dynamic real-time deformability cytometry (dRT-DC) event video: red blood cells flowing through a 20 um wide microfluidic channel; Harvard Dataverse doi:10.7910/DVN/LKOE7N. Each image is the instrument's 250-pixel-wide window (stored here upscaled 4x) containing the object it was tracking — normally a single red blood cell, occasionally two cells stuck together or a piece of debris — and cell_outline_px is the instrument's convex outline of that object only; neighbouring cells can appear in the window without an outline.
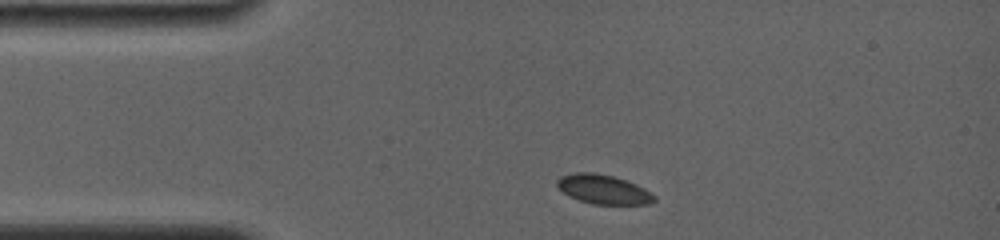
{"species": "common noctule bat (a hibernating species)", "species_latin": "Nyctalus noctula", "temperature_condition": "room temperature", "stored_images_in_passage": 19, "camera_frame_rate_fps": 4000, "um_per_image_px": 0.085, "animal": {"sex": "female", "body_mass_g": 19.0, "forearm_length_mm": 56.7}, "frame": {"image": 1, "passage_image": 1, "time_ms": 0.0, "image_size_px": [1000, 240], "cell_outline_px": [[656, 200], [648, 204], [592, 204], [568, 196], [556, 184], [556, 180], [560, 176], [572, 172], [596, 172], [612, 176], [636, 184], [644, 188], [656, 196]], "centroid_in_image_um": [51.27, 16.08], "position_along_channel_um": 33.7, "area_um2": 16.59}}
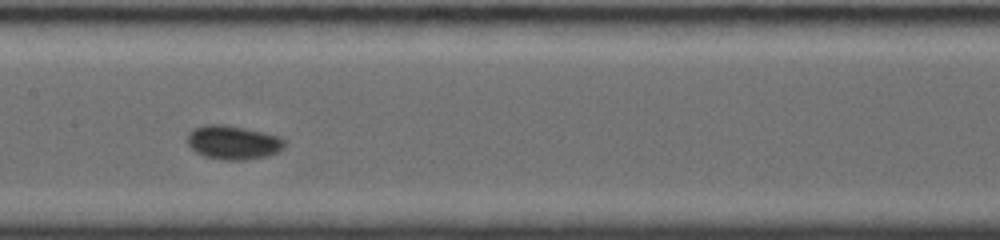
{"frame": {"image": 2, "passage_image": 11, "time_ms": 5.0, "image_size_px": [1000, 240], "cell_outline_px": [[284, 144], [276, 152], [264, 156], [244, 160], [224, 160], [204, 156], [196, 152], [188, 144], [188, 132], [192, 128], [204, 124], [228, 124], [264, 132], [280, 136], [284, 140]], "centroid_in_image_um": [19.76, 12.08], "position_along_channel_um": 187.6, "area_um2": 19.19}}
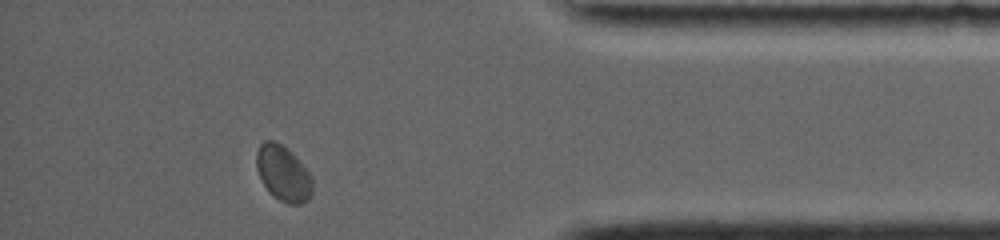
{"frame": {"image": 3, "passage_image": 19, "time_ms": 11.5, "image_size_px": [1000, 240], "cell_outline_px": [[312, 192], [308, 200], [300, 204], [288, 204], [272, 196], [268, 192], [256, 168], [256, 152], [260, 144], [264, 140], [276, 140], [292, 152], [312, 176]], "centroid_in_image_um": [24.06, 14.73], "position_along_channel_um": 411.1, "area_um2": 18.26}, "authors_computed_cell_mechanics": {"area_um2": 17.5712, "velocity_mm_per_s": 3.73, "shape_relaxation_time_tau1_ms": null, "shape_relaxation_time_tau2_ms": 3.3003, "deformation_change_tau1": null, "deformation_change_tau2": 0.025}}